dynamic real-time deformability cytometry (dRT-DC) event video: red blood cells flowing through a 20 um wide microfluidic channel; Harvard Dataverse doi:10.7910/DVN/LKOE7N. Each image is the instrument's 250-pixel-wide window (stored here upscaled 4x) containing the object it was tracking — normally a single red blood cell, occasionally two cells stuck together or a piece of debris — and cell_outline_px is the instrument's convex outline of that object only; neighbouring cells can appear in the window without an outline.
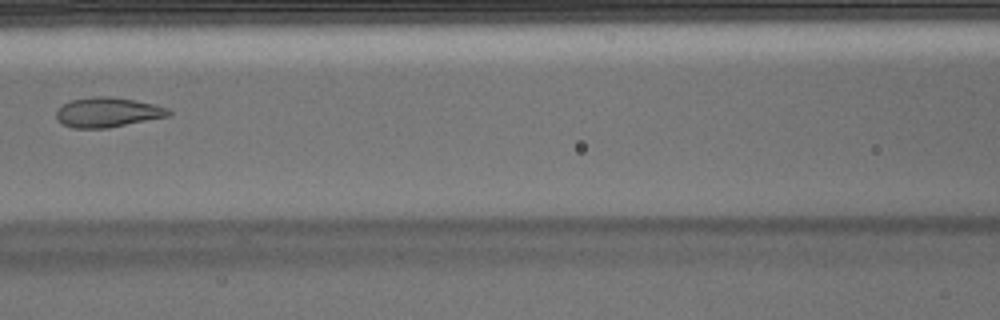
{"species": "Egyptian fruit bat (a non-hibernating species)", "species_latin": "Rousettus aegyptiacus", "temperature_condition": "warm", "stored_images_in_passage": 7, "camera_frame_rate_fps": 3000, "um_per_image_px": 0.085, "animal": {"sex": "male"}, "frame": {"image": 1, "passage_image": 6, "time_ms": 1.667, "image_size_px": [1000, 320], "cell_outline_px": [[172, 112], [168, 116], [108, 128], [72, 128], [56, 120], [56, 112], [64, 104], [72, 100], [92, 96], [112, 96], [156, 104], [168, 108]], "centroid_in_image_um": [9.16, 9.54], "position_along_channel_um": 157.4, "area_um2": 19.48}}